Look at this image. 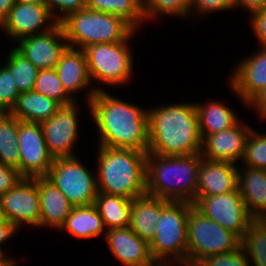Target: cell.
Masks as SVG:
<instances>
[{
  "instance_id": "1",
  "label": "cell",
  "mask_w": 266,
  "mask_h": 266,
  "mask_svg": "<svg viewBox=\"0 0 266 266\" xmlns=\"http://www.w3.org/2000/svg\"><path fill=\"white\" fill-rule=\"evenodd\" d=\"M91 88L87 103L99 133V145L148 152V110Z\"/></svg>"
},
{
  "instance_id": "2",
  "label": "cell",
  "mask_w": 266,
  "mask_h": 266,
  "mask_svg": "<svg viewBox=\"0 0 266 266\" xmlns=\"http://www.w3.org/2000/svg\"><path fill=\"white\" fill-rule=\"evenodd\" d=\"M147 153L162 156L201 153L202 137L195 103H176L148 110Z\"/></svg>"
},
{
  "instance_id": "3",
  "label": "cell",
  "mask_w": 266,
  "mask_h": 266,
  "mask_svg": "<svg viewBox=\"0 0 266 266\" xmlns=\"http://www.w3.org/2000/svg\"><path fill=\"white\" fill-rule=\"evenodd\" d=\"M201 159V153L181 156L147 153V195L169 201L193 202L196 198Z\"/></svg>"
},
{
  "instance_id": "4",
  "label": "cell",
  "mask_w": 266,
  "mask_h": 266,
  "mask_svg": "<svg viewBox=\"0 0 266 266\" xmlns=\"http://www.w3.org/2000/svg\"><path fill=\"white\" fill-rule=\"evenodd\" d=\"M98 192L133 200L146 195L147 152L99 145Z\"/></svg>"
},
{
  "instance_id": "5",
  "label": "cell",
  "mask_w": 266,
  "mask_h": 266,
  "mask_svg": "<svg viewBox=\"0 0 266 266\" xmlns=\"http://www.w3.org/2000/svg\"><path fill=\"white\" fill-rule=\"evenodd\" d=\"M69 47L84 49L100 43H118L135 34L121 17L88 8L68 14L59 22ZM78 45V47H77Z\"/></svg>"
},
{
  "instance_id": "6",
  "label": "cell",
  "mask_w": 266,
  "mask_h": 266,
  "mask_svg": "<svg viewBox=\"0 0 266 266\" xmlns=\"http://www.w3.org/2000/svg\"><path fill=\"white\" fill-rule=\"evenodd\" d=\"M192 202L167 201L162 207L156 234L149 243L154 260L178 261L187 265V218Z\"/></svg>"
},
{
  "instance_id": "7",
  "label": "cell",
  "mask_w": 266,
  "mask_h": 266,
  "mask_svg": "<svg viewBox=\"0 0 266 266\" xmlns=\"http://www.w3.org/2000/svg\"><path fill=\"white\" fill-rule=\"evenodd\" d=\"M187 266H196L203 258L235 251L241 239L220 224L208 219L194 206L188 218Z\"/></svg>"
},
{
  "instance_id": "8",
  "label": "cell",
  "mask_w": 266,
  "mask_h": 266,
  "mask_svg": "<svg viewBox=\"0 0 266 266\" xmlns=\"http://www.w3.org/2000/svg\"><path fill=\"white\" fill-rule=\"evenodd\" d=\"M130 38L118 43L93 44L84 48L91 81L111 86L130 81L133 73V56L128 45Z\"/></svg>"
},
{
  "instance_id": "9",
  "label": "cell",
  "mask_w": 266,
  "mask_h": 266,
  "mask_svg": "<svg viewBox=\"0 0 266 266\" xmlns=\"http://www.w3.org/2000/svg\"><path fill=\"white\" fill-rule=\"evenodd\" d=\"M85 167L77 156L54 158L46 176L74 207L94 204L98 193L96 174Z\"/></svg>"
},
{
  "instance_id": "10",
  "label": "cell",
  "mask_w": 266,
  "mask_h": 266,
  "mask_svg": "<svg viewBox=\"0 0 266 266\" xmlns=\"http://www.w3.org/2000/svg\"><path fill=\"white\" fill-rule=\"evenodd\" d=\"M194 207L208 219L220 224L226 230L236 234L240 239L253 220L238 191L201 197Z\"/></svg>"
},
{
  "instance_id": "11",
  "label": "cell",
  "mask_w": 266,
  "mask_h": 266,
  "mask_svg": "<svg viewBox=\"0 0 266 266\" xmlns=\"http://www.w3.org/2000/svg\"><path fill=\"white\" fill-rule=\"evenodd\" d=\"M19 172L24 178L46 177L54 157L49 153L40 123L19 120Z\"/></svg>"
},
{
  "instance_id": "12",
  "label": "cell",
  "mask_w": 266,
  "mask_h": 266,
  "mask_svg": "<svg viewBox=\"0 0 266 266\" xmlns=\"http://www.w3.org/2000/svg\"><path fill=\"white\" fill-rule=\"evenodd\" d=\"M7 220L17 229L28 224L39 227L41 219L37 177L23 178L14 188L0 196Z\"/></svg>"
},
{
  "instance_id": "13",
  "label": "cell",
  "mask_w": 266,
  "mask_h": 266,
  "mask_svg": "<svg viewBox=\"0 0 266 266\" xmlns=\"http://www.w3.org/2000/svg\"><path fill=\"white\" fill-rule=\"evenodd\" d=\"M77 104L75 101L61 105L52 117L40 122L48 151L54 158L75 156L72 152L78 138Z\"/></svg>"
},
{
  "instance_id": "14",
  "label": "cell",
  "mask_w": 266,
  "mask_h": 266,
  "mask_svg": "<svg viewBox=\"0 0 266 266\" xmlns=\"http://www.w3.org/2000/svg\"><path fill=\"white\" fill-rule=\"evenodd\" d=\"M58 23L45 4L16 1L0 29L8 38L18 41L26 36L47 32Z\"/></svg>"
},
{
  "instance_id": "15",
  "label": "cell",
  "mask_w": 266,
  "mask_h": 266,
  "mask_svg": "<svg viewBox=\"0 0 266 266\" xmlns=\"http://www.w3.org/2000/svg\"><path fill=\"white\" fill-rule=\"evenodd\" d=\"M18 42L15 48L39 70L55 68L68 47L60 23L47 32L23 37Z\"/></svg>"
},
{
  "instance_id": "16",
  "label": "cell",
  "mask_w": 266,
  "mask_h": 266,
  "mask_svg": "<svg viewBox=\"0 0 266 266\" xmlns=\"http://www.w3.org/2000/svg\"><path fill=\"white\" fill-rule=\"evenodd\" d=\"M251 128L244 121L239 120L234 126L228 129L206 135L202 139V158L211 161H229L232 163H237L239 159L242 161Z\"/></svg>"
},
{
  "instance_id": "17",
  "label": "cell",
  "mask_w": 266,
  "mask_h": 266,
  "mask_svg": "<svg viewBox=\"0 0 266 266\" xmlns=\"http://www.w3.org/2000/svg\"><path fill=\"white\" fill-rule=\"evenodd\" d=\"M231 76L230 86L246 105L266 88V47L242 59Z\"/></svg>"
},
{
  "instance_id": "18",
  "label": "cell",
  "mask_w": 266,
  "mask_h": 266,
  "mask_svg": "<svg viewBox=\"0 0 266 266\" xmlns=\"http://www.w3.org/2000/svg\"><path fill=\"white\" fill-rule=\"evenodd\" d=\"M105 241L113 256L124 266H145L154 261L149 243L129 226L106 230Z\"/></svg>"
},
{
  "instance_id": "19",
  "label": "cell",
  "mask_w": 266,
  "mask_h": 266,
  "mask_svg": "<svg viewBox=\"0 0 266 266\" xmlns=\"http://www.w3.org/2000/svg\"><path fill=\"white\" fill-rule=\"evenodd\" d=\"M235 163L229 161H211L202 158L198 171V185L193 205L201 198L226 194L237 189V171Z\"/></svg>"
},
{
  "instance_id": "20",
  "label": "cell",
  "mask_w": 266,
  "mask_h": 266,
  "mask_svg": "<svg viewBox=\"0 0 266 266\" xmlns=\"http://www.w3.org/2000/svg\"><path fill=\"white\" fill-rule=\"evenodd\" d=\"M237 171V188L253 219L266 217V170L246 166Z\"/></svg>"
},
{
  "instance_id": "21",
  "label": "cell",
  "mask_w": 266,
  "mask_h": 266,
  "mask_svg": "<svg viewBox=\"0 0 266 266\" xmlns=\"http://www.w3.org/2000/svg\"><path fill=\"white\" fill-rule=\"evenodd\" d=\"M40 196V227L61 229L74 207L68 198L46 177H37Z\"/></svg>"
},
{
  "instance_id": "22",
  "label": "cell",
  "mask_w": 266,
  "mask_h": 266,
  "mask_svg": "<svg viewBox=\"0 0 266 266\" xmlns=\"http://www.w3.org/2000/svg\"><path fill=\"white\" fill-rule=\"evenodd\" d=\"M55 70L66 92L71 93L87 89L92 84L88 73L87 57L84 49L67 47Z\"/></svg>"
},
{
  "instance_id": "23",
  "label": "cell",
  "mask_w": 266,
  "mask_h": 266,
  "mask_svg": "<svg viewBox=\"0 0 266 266\" xmlns=\"http://www.w3.org/2000/svg\"><path fill=\"white\" fill-rule=\"evenodd\" d=\"M168 200L143 195L132 200L129 227L143 240L150 243L156 234L162 207Z\"/></svg>"
},
{
  "instance_id": "24",
  "label": "cell",
  "mask_w": 266,
  "mask_h": 266,
  "mask_svg": "<svg viewBox=\"0 0 266 266\" xmlns=\"http://www.w3.org/2000/svg\"><path fill=\"white\" fill-rule=\"evenodd\" d=\"M61 105L54 99L36 92H22L10 113L20 121L40 123L52 117Z\"/></svg>"
},
{
  "instance_id": "25",
  "label": "cell",
  "mask_w": 266,
  "mask_h": 266,
  "mask_svg": "<svg viewBox=\"0 0 266 266\" xmlns=\"http://www.w3.org/2000/svg\"><path fill=\"white\" fill-rule=\"evenodd\" d=\"M104 228L103 220L96 206L91 204L73 207L65 224L61 227V231L65 229L74 237L88 239L106 233Z\"/></svg>"
},
{
  "instance_id": "26",
  "label": "cell",
  "mask_w": 266,
  "mask_h": 266,
  "mask_svg": "<svg viewBox=\"0 0 266 266\" xmlns=\"http://www.w3.org/2000/svg\"><path fill=\"white\" fill-rule=\"evenodd\" d=\"M195 105L202 139L206 135L228 129L239 121L230 107L222 102L211 101L206 105L200 103Z\"/></svg>"
},
{
  "instance_id": "27",
  "label": "cell",
  "mask_w": 266,
  "mask_h": 266,
  "mask_svg": "<svg viewBox=\"0 0 266 266\" xmlns=\"http://www.w3.org/2000/svg\"><path fill=\"white\" fill-rule=\"evenodd\" d=\"M94 205L107 230L129 226L132 200L122 196L98 192Z\"/></svg>"
},
{
  "instance_id": "28",
  "label": "cell",
  "mask_w": 266,
  "mask_h": 266,
  "mask_svg": "<svg viewBox=\"0 0 266 266\" xmlns=\"http://www.w3.org/2000/svg\"><path fill=\"white\" fill-rule=\"evenodd\" d=\"M86 8L121 17L135 31L144 21L143 0H85Z\"/></svg>"
},
{
  "instance_id": "29",
  "label": "cell",
  "mask_w": 266,
  "mask_h": 266,
  "mask_svg": "<svg viewBox=\"0 0 266 266\" xmlns=\"http://www.w3.org/2000/svg\"><path fill=\"white\" fill-rule=\"evenodd\" d=\"M19 119L10 112H0V162L19 171Z\"/></svg>"
},
{
  "instance_id": "30",
  "label": "cell",
  "mask_w": 266,
  "mask_h": 266,
  "mask_svg": "<svg viewBox=\"0 0 266 266\" xmlns=\"http://www.w3.org/2000/svg\"><path fill=\"white\" fill-rule=\"evenodd\" d=\"M251 266H266V220L253 219L240 241Z\"/></svg>"
},
{
  "instance_id": "31",
  "label": "cell",
  "mask_w": 266,
  "mask_h": 266,
  "mask_svg": "<svg viewBox=\"0 0 266 266\" xmlns=\"http://www.w3.org/2000/svg\"><path fill=\"white\" fill-rule=\"evenodd\" d=\"M9 52L4 66L10 71L19 93L32 91L39 69L16 48Z\"/></svg>"
},
{
  "instance_id": "32",
  "label": "cell",
  "mask_w": 266,
  "mask_h": 266,
  "mask_svg": "<svg viewBox=\"0 0 266 266\" xmlns=\"http://www.w3.org/2000/svg\"><path fill=\"white\" fill-rule=\"evenodd\" d=\"M33 90L54 99L60 105H68L78 101L76 97H72L66 92L55 68L40 69Z\"/></svg>"
},
{
  "instance_id": "33",
  "label": "cell",
  "mask_w": 266,
  "mask_h": 266,
  "mask_svg": "<svg viewBox=\"0 0 266 266\" xmlns=\"http://www.w3.org/2000/svg\"><path fill=\"white\" fill-rule=\"evenodd\" d=\"M191 0H143L144 19H154L157 15L185 17L190 14Z\"/></svg>"
},
{
  "instance_id": "34",
  "label": "cell",
  "mask_w": 266,
  "mask_h": 266,
  "mask_svg": "<svg viewBox=\"0 0 266 266\" xmlns=\"http://www.w3.org/2000/svg\"><path fill=\"white\" fill-rule=\"evenodd\" d=\"M243 165L266 170V134H257L251 129L246 142Z\"/></svg>"
},
{
  "instance_id": "35",
  "label": "cell",
  "mask_w": 266,
  "mask_h": 266,
  "mask_svg": "<svg viewBox=\"0 0 266 266\" xmlns=\"http://www.w3.org/2000/svg\"><path fill=\"white\" fill-rule=\"evenodd\" d=\"M19 95L10 71L0 66V112H10Z\"/></svg>"
},
{
  "instance_id": "36",
  "label": "cell",
  "mask_w": 266,
  "mask_h": 266,
  "mask_svg": "<svg viewBox=\"0 0 266 266\" xmlns=\"http://www.w3.org/2000/svg\"><path fill=\"white\" fill-rule=\"evenodd\" d=\"M196 266H251V264L246 252L240 246L235 251L207 256Z\"/></svg>"
},
{
  "instance_id": "37",
  "label": "cell",
  "mask_w": 266,
  "mask_h": 266,
  "mask_svg": "<svg viewBox=\"0 0 266 266\" xmlns=\"http://www.w3.org/2000/svg\"><path fill=\"white\" fill-rule=\"evenodd\" d=\"M45 5L58 22L70 13L86 8L85 0H45ZM55 11H59V16Z\"/></svg>"
},
{
  "instance_id": "38",
  "label": "cell",
  "mask_w": 266,
  "mask_h": 266,
  "mask_svg": "<svg viewBox=\"0 0 266 266\" xmlns=\"http://www.w3.org/2000/svg\"><path fill=\"white\" fill-rule=\"evenodd\" d=\"M234 9V0H191L190 13L209 14L214 11H224ZM194 11V12H193Z\"/></svg>"
},
{
  "instance_id": "39",
  "label": "cell",
  "mask_w": 266,
  "mask_h": 266,
  "mask_svg": "<svg viewBox=\"0 0 266 266\" xmlns=\"http://www.w3.org/2000/svg\"><path fill=\"white\" fill-rule=\"evenodd\" d=\"M23 178L17 169L0 162V196L14 188Z\"/></svg>"
},
{
  "instance_id": "40",
  "label": "cell",
  "mask_w": 266,
  "mask_h": 266,
  "mask_svg": "<svg viewBox=\"0 0 266 266\" xmlns=\"http://www.w3.org/2000/svg\"><path fill=\"white\" fill-rule=\"evenodd\" d=\"M251 27L261 47H266V7L251 14Z\"/></svg>"
},
{
  "instance_id": "41",
  "label": "cell",
  "mask_w": 266,
  "mask_h": 266,
  "mask_svg": "<svg viewBox=\"0 0 266 266\" xmlns=\"http://www.w3.org/2000/svg\"><path fill=\"white\" fill-rule=\"evenodd\" d=\"M259 113L260 119H266V88L258 93L249 103Z\"/></svg>"
},
{
  "instance_id": "42",
  "label": "cell",
  "mask_w": 266,
  "mask_h": 266,
  "mask_svg": "<svg viewBox=\"0 0 266 266\" xmlns=\"http://www.w3.org/2000/svg\"><path fill=\"white\" fill-rule=\"evenodd\" d=\"M243 7L252 14L266 7V0H234V8Z\"/></svg>"
},
{
  "instance_id": "43",
  "label": "cell",
  "mask_w": 266,
  "mask_h": 266,
  "mask_svg": "<svg viewBox=\"0 0 266 266\" xmlns=\"http://www.w3.org/2000/svg\"><path fill=\"white\" fill-rule=\"evenodd\" d=\"M17 232V228L12 223L0 224V246L10 239Z\"/></svg>"
},
{
  "instance_id": "44",
  "label": "cell",
  "mask_w": 266,
  "mask_h": 266,
  "mask_svg": "<svg viewBox=\"0 0 266 266\" xmlns=\"http://www.w3.org/2000/svg\"><path fill=\"white\" fill-rule=\"evenodd\" d=\"M16 0H0V25L7 18Z\"/></svg>"
},
{
  "instance_id": "45",
  "label": "cell",
  "mask_w": 266,
  "mask_h": 266,
  "mask_svg": "<svg viewBox=\"0 0 266 266\" xmlns=\"http://www.w3.org/2000/svg\"><path fill=\"white\" fill-rule=\"evenodd\" d=\"M172 264V265H170ZM175 266V264H178L179 266H187L185 263L182 262H178V261H162L160 262V260H154L152 263L145 265V266Z\"/></svg>"
},
{
  "instance_id": "46",
  "label": "cell",
  "mask_w": 266,
  "mask_h": 266,
  "mask_svg": "<svg viewBox=\"0 0 266 266\" xmlns=\"http://www.w3.org/2000/svg\"><path fill=\"white\" fill-rule=\"evenodd\" d=\"M3 251L4 250L0 247V263H16L14 258H8Z\"/></svg>"
},
{
  "instance_id": "47",
  "label": "cell",
  "mask_w": 266,
  "mask_h": 266,
  "mask_svg": "<svg viewBox=\"0 0 266 266\" xmlns=\"http://www.w3.org/2000/svg\"><path fill=\"white\" fill-rule=\"evenodd\" d=\"M1 223H10V222L7 220L5 212L2 209V206H1V203H0V224Z\"/></svg>"
},
{
  "instance_id": "48",
  "label": "cell",
  "mask_w": 266,
  "mask_h": 266,
  "mask_svg": "<svg viewBox=\"0 0 266 266\" xmlns=\"http://www.w3.org/2000/svg\"><path fill=\"white\" fill-rule=\"evenodd\" d=\"M21 3H30V4H45V0H16Z\"/></svg>"
},
{
  "instance_id": "49",
  "label": "cell",
  "mask_w": 266,
  "mask_h": 266,
  "mask_svg": "<svg viewBox=\"0 0 266 266\" xmlns=\"http://www.w3.org/2000/svg\"><path fill=\"white\" fill-rule=\"evenodd\" d=\"M16 263H0V266H14Z\"/></svg>"
}]
</instances>
